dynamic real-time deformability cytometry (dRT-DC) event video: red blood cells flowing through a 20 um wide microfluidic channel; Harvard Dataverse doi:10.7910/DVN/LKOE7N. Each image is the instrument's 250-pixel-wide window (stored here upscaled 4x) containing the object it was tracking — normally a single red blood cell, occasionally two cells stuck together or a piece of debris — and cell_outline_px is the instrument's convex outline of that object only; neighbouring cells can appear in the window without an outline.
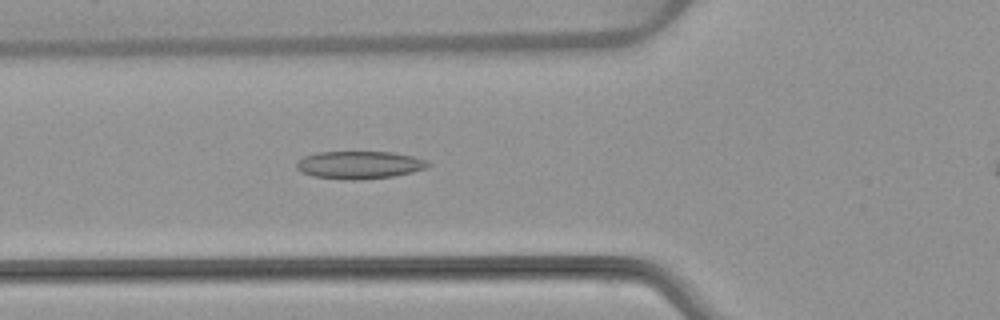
{"species": "common noctule bat (a hibernating species)", "species_latin": "Nyctalus noctula", "temperature_condition": "warm", "stored_images_in_passage": 47, "camera_frame_rate_fps": 3000, "um_per_image_px": 0.085, "animal": {"sex": "female", "body_mass_g": 22.7, "forearm_length_mm": 54.2}, "frame": {"image": 1, "passage_image": 18, "time_ms": 5.667, "image_size_px": [1000, 320], "cell_outline_px": [[432, 164], [424, 168], [412, 172], [396, 176], [360, 180], [340, 180], [312, 176], [300, 172], [296, 168], [296, 164], [304, 156], [316, 152], [392, 152], [412, 156], [428, 160]], "centroid_in_image_um": [30.54, 14.03], "position_along_channel_um": 95.3, "area_um2": 21.5}}
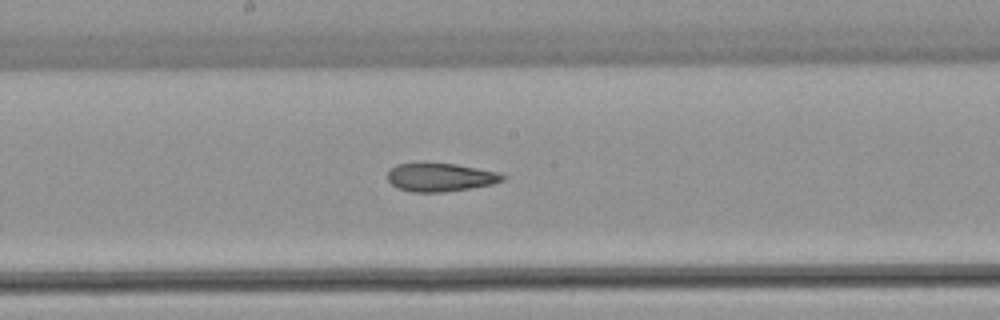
{"frame": {"image": 2, "passage_image": 27, "time_ms": 8.667, "image_size_px": [1000, 320], "cell_outline_px": [[508, 176], [504, 180], [492, 184], [472, 188], [444, 192], [412, 192], [396, 188], [388, 180], [388, 172], [396, 164], [456, 164], [500, 172]], "centroid_in_image_um": [37.48, 15.08], "position_along_channel_um": 210.7, "area_um2": 18.96}}
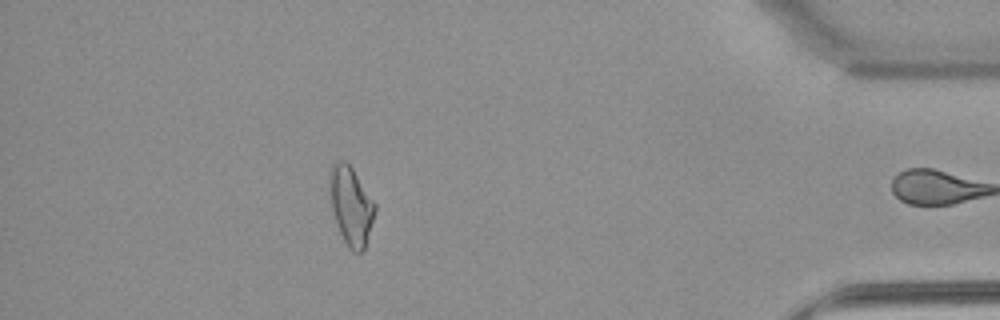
{"frame": {"image": 3, "passage_image": 46, "time_ms": 15.0, "image_size_px": [1000, 320], "cell_outline_px": [[376, 212], [364, 252], [352, 252], [348, 248], [340, 232], [332, 208], [328, 180], [328, 172], [332, 164], [336, 160], [344, 160], [352, 168], [376, 204]], "centroid_in_image_um": [29.84, 17.48], "position_along_channel_um": 405.4, "area_um2": 20.87}, "authors_computed_cell_mechanics": {"area_um2": 20.3456, "velocity_mm_per_s": 3.8367, "shape_relaxation_time_tau1_ms": null, "shape_relaxation_time_tau2_ms": 4.1597, "deformation_change_tau1": null, "deformation_change_tau2": 0.1249}}